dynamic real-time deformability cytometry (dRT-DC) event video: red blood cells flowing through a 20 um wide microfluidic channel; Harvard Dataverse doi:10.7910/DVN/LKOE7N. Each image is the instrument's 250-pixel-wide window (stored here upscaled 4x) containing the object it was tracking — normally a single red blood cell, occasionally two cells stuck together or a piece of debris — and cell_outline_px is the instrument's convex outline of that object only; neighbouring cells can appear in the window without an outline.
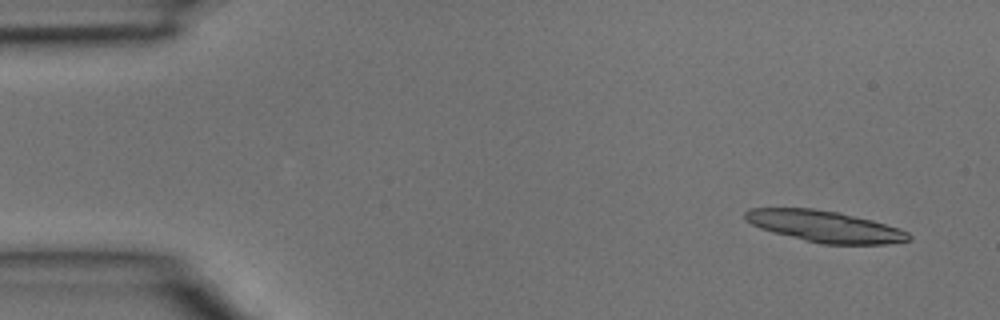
{"species": "common noctule bat (a hibernating species)", "species_latin": "Nyctalus noctula", "temperature_condition": "room temperature", "stored_images_in_passage": 3, "camera_frame_rate_fps": 3000, "um_per_image_px": 0.085, "animal": {"sex": "male", "body_mass_g": 15.6}, "frame": {"image": 1, "passage_image": 1, "time_ms": 0.0, "image_size_px": [1000, 320], "cell_outline_px": [[912, 236], [908, 240], [888, 244], [820, 244], [804, 240], [760, 228], [744, 220], [744, 212], [748, 208], [812, 208], [836, 212], [872, 220], [900, 228], [908, 232]], "centroid_in_image_um": [70.1, 19.24], "position_along_channel_um": 14.9, "area_um2": 29.77}}